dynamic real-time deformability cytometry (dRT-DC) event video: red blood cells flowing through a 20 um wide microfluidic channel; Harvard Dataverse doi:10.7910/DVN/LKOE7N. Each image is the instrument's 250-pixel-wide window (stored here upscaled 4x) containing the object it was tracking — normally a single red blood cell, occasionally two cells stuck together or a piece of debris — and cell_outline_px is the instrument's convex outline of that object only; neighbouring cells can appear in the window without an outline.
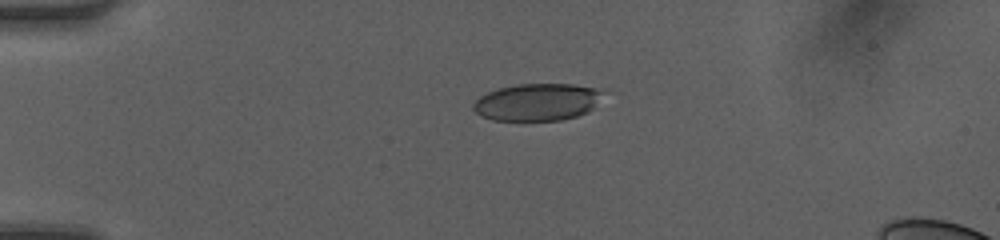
{"species": "human", "species_latin": "Homo sapiens", "temperature_condition": "room temperature", "stored_images_in_passage": 38, "camera_frame_rate_fps": 3000, "um_per_image_px": 0.085, "donor": {"sex": "female"}, "frame": {"image": 1, "passage_image": 1, "time_ms": 0.0, "image_size_px": [1000, 240], "cell_outline_px": [[600, 92], [592, 108], [588, 112], [576, 116], [560, 120], [492, 120], [480, 116], [472, 108], [472, 104], [480, 96], [488, 92], [500, 88], [516, 84], [572, 84], [596, 88]], "centroid_in_image_um": [45.58, 8.68], "position_along_channel_um": 39.4, "area_um2": 27.69}}
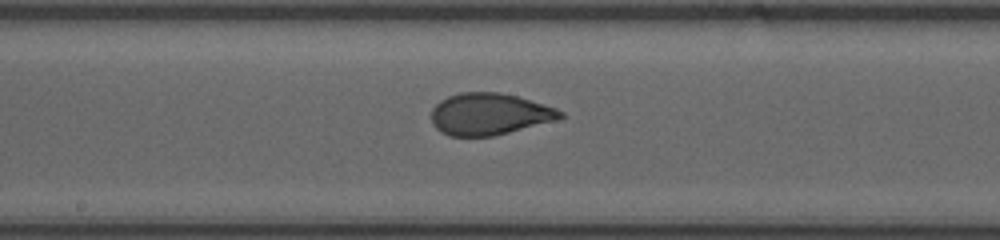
{"frame": {"image": 2, "passage_image": 16, "time_ms": 5.0, "image_size_px": [1000, 240], "cell_outline_px": [[564, 116], [556, 120], [492, 136], [448, 136], [440, 132], [432, 124], [432, 108], [440, 100], [448, 96], [460, 92], [500, 92], [516, 96], [556, 108], [564, 112]], "centroid_in_image_um": [41.56, 9.69], "position_along_channel_um": 206.6, "area_um2": 31.27}}
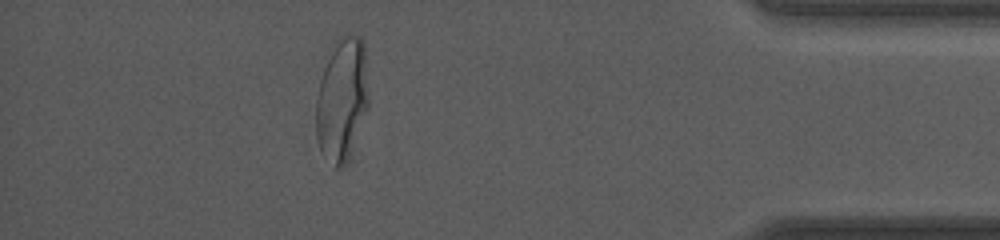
{"frame": {"image": 3, "passage_image": 33, "time_ms": 10.667, "image_size_px": [1000, 240], "cell_outline_px": [[368, 108], [344, 160], [336, 168], [320, 148], [316, 136], [316, 100], [320, 80], [324, 68], [336, 40], [340, 36], [360, 36], [364, 40], [368, 92]], "centroid_in_image_um": [29.06, 8.33], "position_along_channel_um": 406.1, "area_um2": 36.36}, "authors_computed_cell_mechanics": {"area_um2": 31.9345, "velocity_mm_per_s": 4.2286, "shape_relaxation_time_tau1_ms": 5.5791, "shape_relaxation_time_tau2_ms": null, "deformation_change_tau1": 0.213, "deformation_change_tau2": null}}